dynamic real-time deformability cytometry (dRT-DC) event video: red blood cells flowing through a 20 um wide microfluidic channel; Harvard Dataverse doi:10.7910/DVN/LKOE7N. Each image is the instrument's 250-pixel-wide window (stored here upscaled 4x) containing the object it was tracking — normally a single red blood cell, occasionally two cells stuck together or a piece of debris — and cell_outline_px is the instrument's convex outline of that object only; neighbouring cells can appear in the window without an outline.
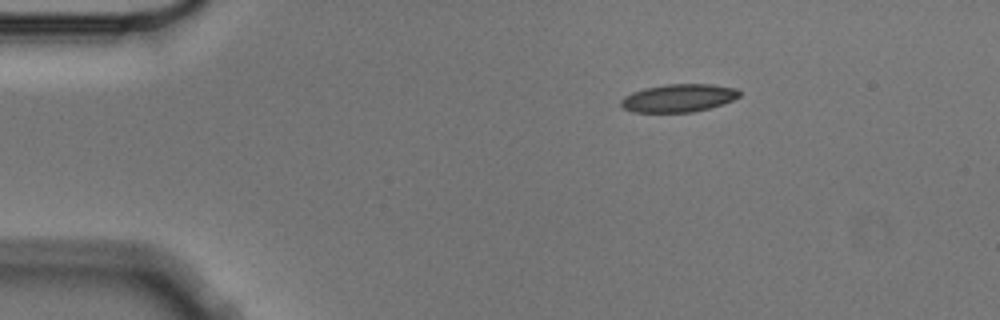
{"species": "Egyptian fruit bat (a non-hibernating species)", "species_latin": "Rousettus aegyptiacus", "temperature_condition": "cold", "stored_images_in_passage": 3, "camera_frame_rate_fps": 3000, "um_per_image_px": 0.085, "animal": {"sex": "male"}, "frame": {"image": 1, "passage_image": 1, "time_ms": 0.0, "image_size_px": [1000, 320], "cell_outline_px": [[740, 96], [724, 104], [692, 112], [632, 112], [624, 108], [620, 104], [620, 100], [624, 96], [632, 92], [644, 88], [664, 84], [712, 84], [736, 88], [740, 92]], "centroid_in_image_um": [57.67, 8.33], "position_along_channel_um": 27.3, "area_um2": 19.36}}
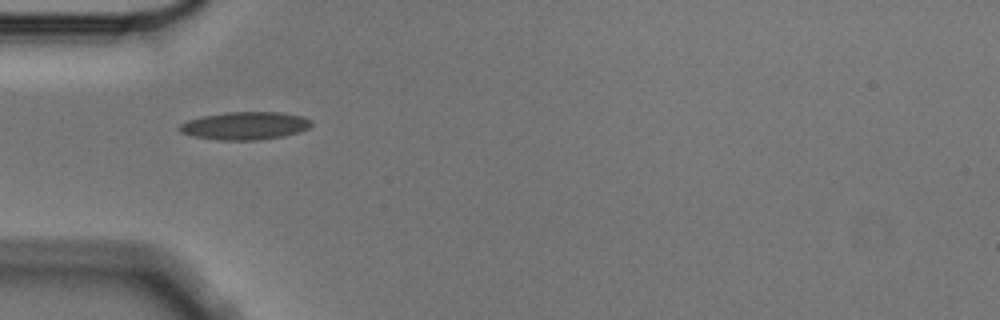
{"frame": {"image": 2, "passage_image": 3, "time_ms": 0.667, "image_size_px": [1000, 320], "cell_outline_px": [[312, 124], [308, 128], [300, 132], [284, 136], [260, 140], [220, 140], [192, 136], [180, 132], [176, 128], [180, 124], [188, 120], [204, 116], [224, 112], [280, 112], [304, 116], [312, 120]], "centroid_in_image_um": [20.84, 10.69], "position_along_channel_um": 64.2, "area_um2": 21.62}}